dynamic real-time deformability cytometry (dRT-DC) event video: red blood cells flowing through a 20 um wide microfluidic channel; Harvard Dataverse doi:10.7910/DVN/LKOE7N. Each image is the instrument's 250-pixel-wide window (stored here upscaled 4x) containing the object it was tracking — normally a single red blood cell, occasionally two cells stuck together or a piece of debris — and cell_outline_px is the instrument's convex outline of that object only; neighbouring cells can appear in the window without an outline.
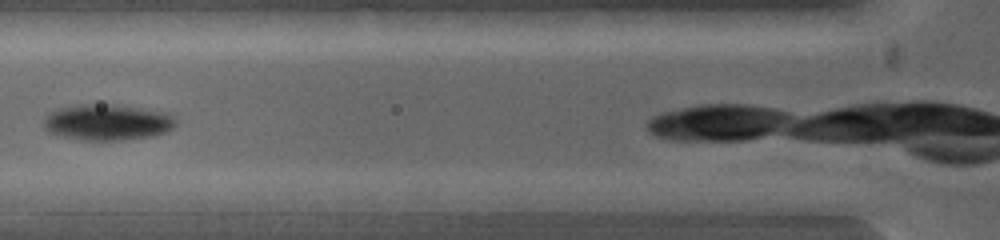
{"species": "common noctule bat (a hibernating species)", "species_latin": "Nyctalus noctula", "temperature_condition": "warm", "stored_images_in_passage": 4, "camera_frame_rate_fps": 5000, "um_per_image_px": 0.085, "animal": {"sex": "female", "body_mass_g": 19.0, "forearm_length_mm": 53.3}, "frame": {"image": 1, "passage_image": 4, "time_ms": 1.4, "image_size_px": [1000, 240], "cell_outline_px": [[596, 200], [564, 212], [500, 212], [492, 200], [520, 192], [584, 192]], "centroid_in_image_um": [46.08, 17.16], "position_along_channel_um": 79.7, "area_um2": 12.14}}